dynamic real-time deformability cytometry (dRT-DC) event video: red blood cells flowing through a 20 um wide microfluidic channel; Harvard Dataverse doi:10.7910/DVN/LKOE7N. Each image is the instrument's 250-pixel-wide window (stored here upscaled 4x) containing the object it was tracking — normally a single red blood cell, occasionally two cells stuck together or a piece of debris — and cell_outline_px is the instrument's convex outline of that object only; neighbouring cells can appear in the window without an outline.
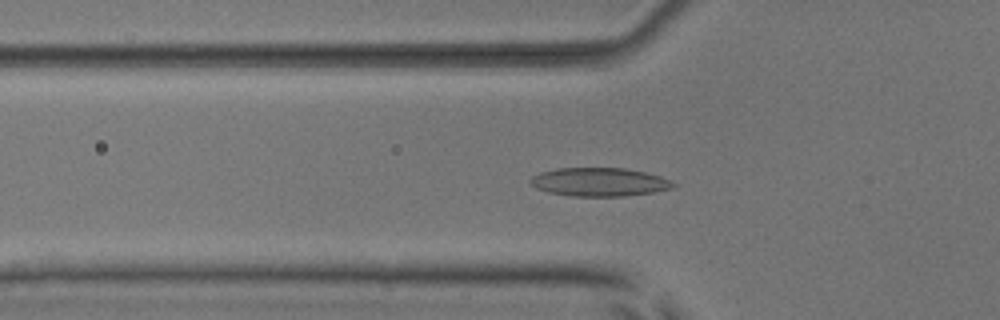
{"species": "common noctule bat (a hibernating species)", "species_latin": "Nyctalus noctula", "temperature_condition": "room temperature", "stored_images_in_passage": 53, "camera_frame_rate_fps": 3000, "um_per_image_px": 0.085, "animal": {"sex": "male", "body_mass_g": 17.9, "forearm_length_mm": 54.2}, "frame": {"image": 1, "passage_image": 18, "time_ms": 5.667, "image_size_px": [1000, 320], "cell_outline_px": [[676, 184], [672, 188], [652, 192], [624, 196], [572, 196], [548, 192], [536, 188], [528, 184], [528, 180], [532, 176], [540, 172], [556, 168], [624, 168], [644, 172], [660, 176]], "centroid_in_image_um": [50.87, 15.47], "position_along_channel_um": 74.9, "area_um2": 23.7}}
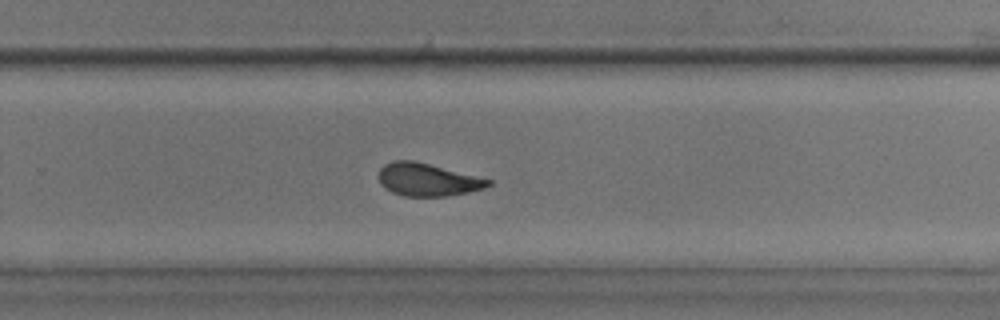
{"frame": {"image": 2, "passage_image": 35, "time_ms": 11.333, "image_size_px": [1000, 320], "cell_outline_px": [[492, 184], [484, 188], [468, 192], [448, 196], [404, 196], [392, 192], [384, 188], [380, 184], [380, 168], [384, 164], [392, 160], [412, 160], [492, 180]], "centroid_in_image_um": [36.32, 15.28], "position_along_channel_um": 293.5, "area_um2": 20.69}}
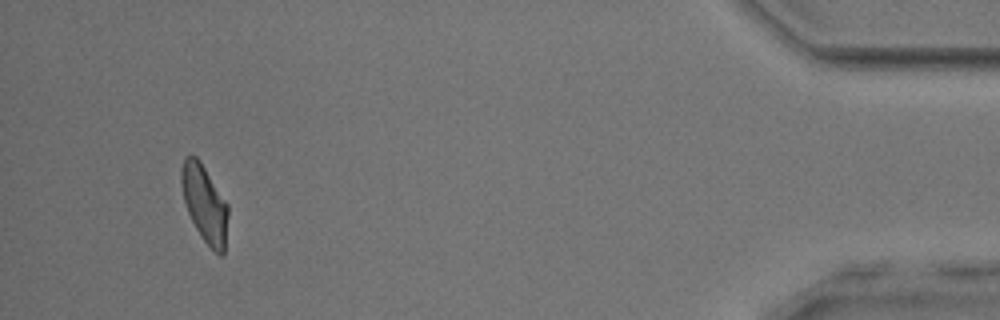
{"frame": {"image": 3, "passage_image": 50, "time_ms": 16.333, "image_size_px": [1000, 320], "cell_outline_px": [[228, 216], [224, 256], [220, 256], [200, 236], [188, 212], [184, 200], [180, 180], [180, 172], [184, 156], [196, 156], [200, 160], [228, 204]], "centroid_in_image_um": [17.39, 17.3], "position_along_channel_um": 417.8, "area_um2": 20.98}, "authors_computed_cell_mechanics": {"area_um2": 21.7328, "velocity_mm_per_s": 3.8662, "shape_relaxation_time_tau1_ms": 4.2756, "shape_relaxation_time_tau2_ms": 1.4302, "deformation_change_tau1": 0.1416, "deformation_change_tau2": 0.0883}}